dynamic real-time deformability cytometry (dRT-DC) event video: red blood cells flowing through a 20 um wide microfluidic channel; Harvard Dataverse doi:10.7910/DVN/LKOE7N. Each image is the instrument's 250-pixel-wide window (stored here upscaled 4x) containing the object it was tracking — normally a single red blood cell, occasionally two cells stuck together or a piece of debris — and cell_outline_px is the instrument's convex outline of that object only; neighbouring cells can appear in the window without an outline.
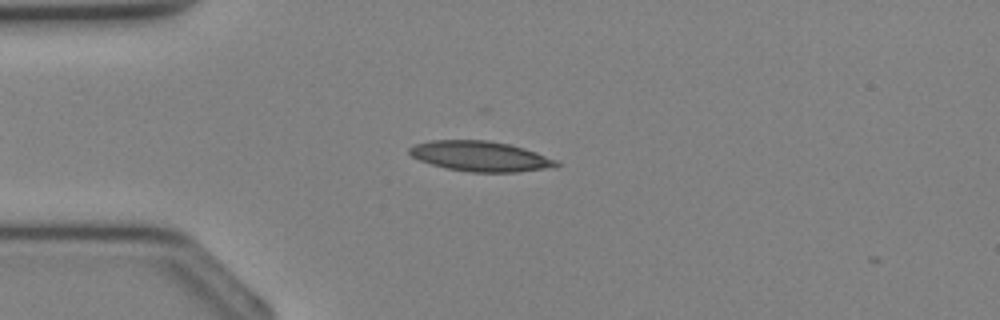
{"species": "Egyptian fruit bat (a non-hibernating species)", "species_latin": "Rousettus aegyptiacus", "temperature_condition": "cold", "stored_images_in_passage": 7, "camera_frame_rate_fps": 3000, "um_per_image_px": 0.085, "animal": {"sex": "female"}, "frame": {"image": 1, "passage_image": 3, "time_ms": 0.667, "image_size_px": [1000, 320], "cell_outline_px": [[560, 164], [544, 168], [516, 172], [472, 172], [448, 168], [432, 164], [420, 160], [412, 156], [408, 152], [408, 148], [416, 144], [432, 140], [488, 140], [508, 144], [524, 148], [536, 152], [556, 160]], "centroid_in_image_um": [40.79, 13.27], "position_along_channel_um": 44.2, "area_um2": 25.43}}
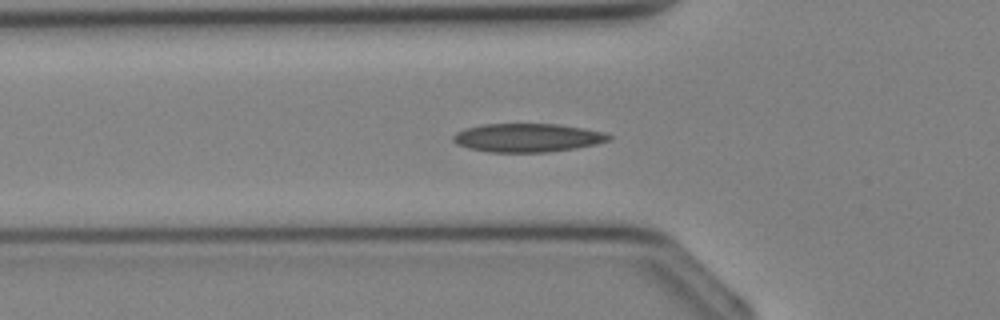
{"frame": {"image": 2, "passage_image": 6, "time_ms": 1.667, "image_size_px": [1000, 320], "cell_outline_px": [[612, 140], [596, 144], [548, 152], [488, 152], [468, 148], [456, 144], [452, 140], [452, 136], [456, 132], [464, 128], [480, 124], [560, 124], [584, 128], [604, 132], [612, 136]], "centroid_in_image_um": [44.81, 11.7], "position_along_channel_um": 81.0, "area_um2": 26.07}}